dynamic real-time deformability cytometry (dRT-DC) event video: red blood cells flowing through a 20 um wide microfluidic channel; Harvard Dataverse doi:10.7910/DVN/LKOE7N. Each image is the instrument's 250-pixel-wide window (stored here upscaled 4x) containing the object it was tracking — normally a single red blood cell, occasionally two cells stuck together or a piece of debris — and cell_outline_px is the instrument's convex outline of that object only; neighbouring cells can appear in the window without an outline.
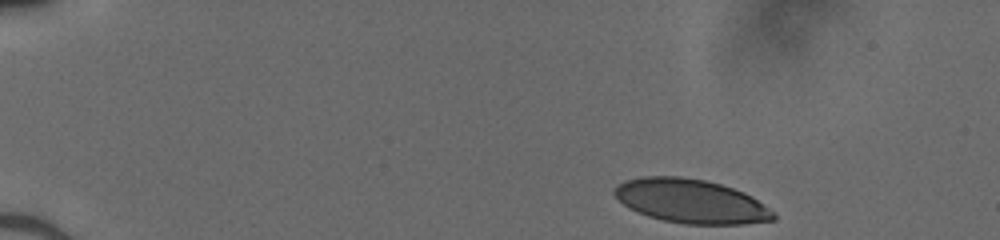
{"species": "human", "species_latin": "Homo sapiens", "temperature_condition": "cold", "stored_images_in_passage": 40, "camera_frame_rate_fps": 3000, "um_per_image_px": 0.085, "donor": {"sex": "male"}, "frame": {"image": 1, "passage_image": 1, "time_ms": 0.0, "image_size_px": [1000, 240], "cell_outline_px": [[776, 220], [744, 224], [684, 224], [664, 220], [648, 216], [628, 208], [612, 192], [624, 180], [644, 176], [680, 176], [704, 180], [720, 184], [744, 192], [752, 196], [776, 212]], "centroid_in_image_um": [58.77, 17.1], "position_along_channel_um": 26.2, "area_um2": 40.75}}
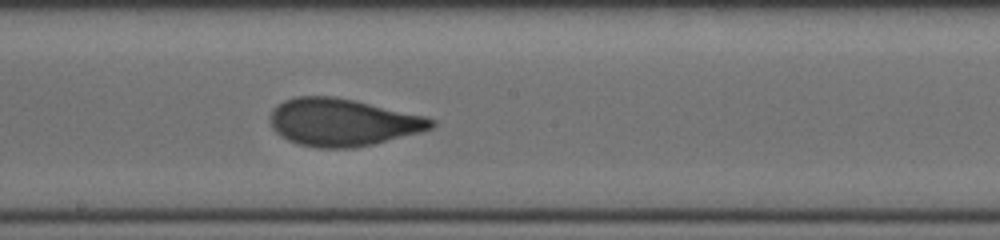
{"frame": {"image": 2, "passage_image": 23, "time_ms": 7.333, "image_size_px": [1000, 240], "cell_outline_px": [[436, 124], [432, 128], [420, 132], [372, 144], [352, 148], [316, 148], [300, 144], [288, 140], [280, 136], [272, 128], [272, 108], [276, 104], [284, 100], [296, 96], [332, 96], [352, 100], [424, 116], [436, 120]], "centroid_in_image_um": [29.09, 10.4], "position_along_channel_um": 219.1, "area_um2": 44.16}}
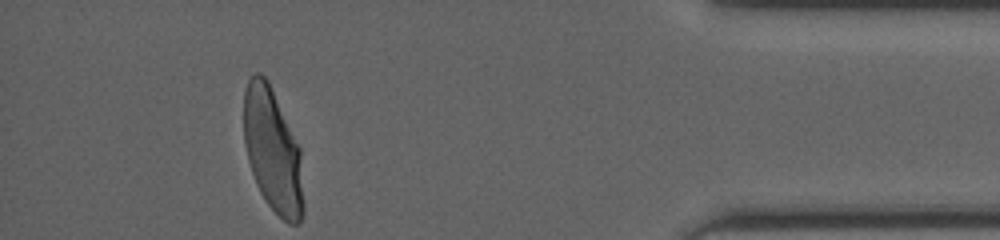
{"frame": {"image": 3, "passage_image": 40, "time_ms": 13.0, "image_size_px": [1000, 240], "cell_outline_px": [[304, 212], [300, 224], [288, 224], [268, 204], [260, 192], [256, 184], [248, 160], [244, 144], [244, 92], [248, 80], [256, 72], [260, 72], [268, 80], [300, 148], [304, 204]], "centroid_in_image_um": [23.19, 12.82], "position_along_channel_um": 412.0, "area_um2": 43.06}}